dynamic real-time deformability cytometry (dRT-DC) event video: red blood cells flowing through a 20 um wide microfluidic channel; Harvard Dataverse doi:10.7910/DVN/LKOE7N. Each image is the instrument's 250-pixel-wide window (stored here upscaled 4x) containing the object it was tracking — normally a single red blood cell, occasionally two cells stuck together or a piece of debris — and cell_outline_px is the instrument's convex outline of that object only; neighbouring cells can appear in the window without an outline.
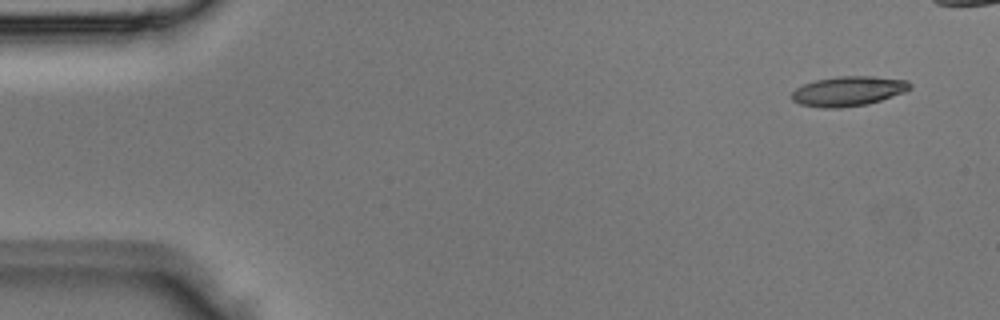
{"species": "Egyptian fruit bat (a non-hibernating species)", "species_latin": "Rousettus aegyptiacus", "temperature_condition": "room temperature", "stored_images_in_passage": 4, "camera_frame_rate_fps": 3000, "um_per_image_px": 0.085, "animal": {"sex": "male"}, "frame": {"image": 1, "passage_image": 1, "time_ms": 0.0, "image_size_px": [1000, 320], "cell_outline_px": [[912, 88], [904, 92], [868, 104], [840, 108], [824, 108], [800, 104], [792, 100], [792, 92], [796, 88], [804, 84], [816, 80], [836, 76], [872, 76], [908, 80], [912, 84]], "centroid_in_image_um": [72.12, 7.74], "position_along_channel_um": 12.9, "area_um2": 20.52}}